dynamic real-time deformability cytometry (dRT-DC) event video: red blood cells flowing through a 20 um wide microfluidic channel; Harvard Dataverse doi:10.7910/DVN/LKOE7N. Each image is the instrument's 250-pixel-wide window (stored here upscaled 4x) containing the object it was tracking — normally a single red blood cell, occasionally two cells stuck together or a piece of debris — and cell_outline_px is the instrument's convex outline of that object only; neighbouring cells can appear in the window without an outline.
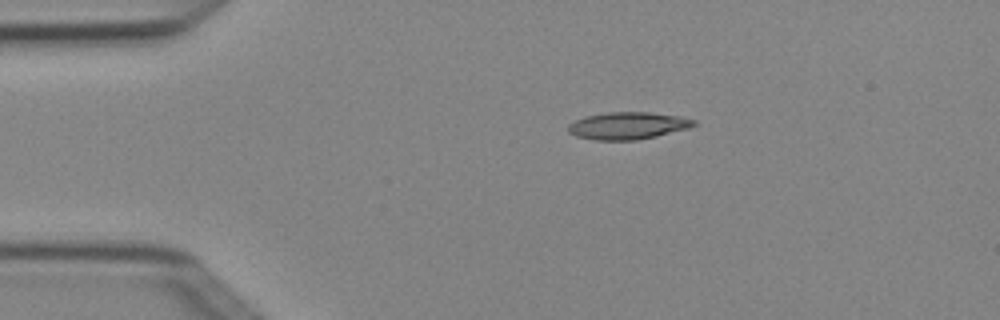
{"species": "Egyptian fruit bat (a non-hibernating species)", "species_latin": "Rousettus aegyptiacus", "temperature_condition": "cold", "stored_images_in_passage": 2, "camera_frame_rate_fps": 3000, "um_per_image_px": 0.085, "animal": {"sex": "female"}, "frame": {"image": 1, "passage_image": 1, "time_ms": 0.0, "image_size_px": [1000, 320], "cell_outline_px": [[696, 124], [688, 128], [656, 136], [636, 140], [596, 140], [576, 136], [568, 132], [568, 124], [584, 116], [608, 112], [648, 112], [680, 116], [696, 120]], "centroid_in_image_um": [53.35, 10.68], "position_along_channel_um": 31.7, "area_um2": 19.88}}